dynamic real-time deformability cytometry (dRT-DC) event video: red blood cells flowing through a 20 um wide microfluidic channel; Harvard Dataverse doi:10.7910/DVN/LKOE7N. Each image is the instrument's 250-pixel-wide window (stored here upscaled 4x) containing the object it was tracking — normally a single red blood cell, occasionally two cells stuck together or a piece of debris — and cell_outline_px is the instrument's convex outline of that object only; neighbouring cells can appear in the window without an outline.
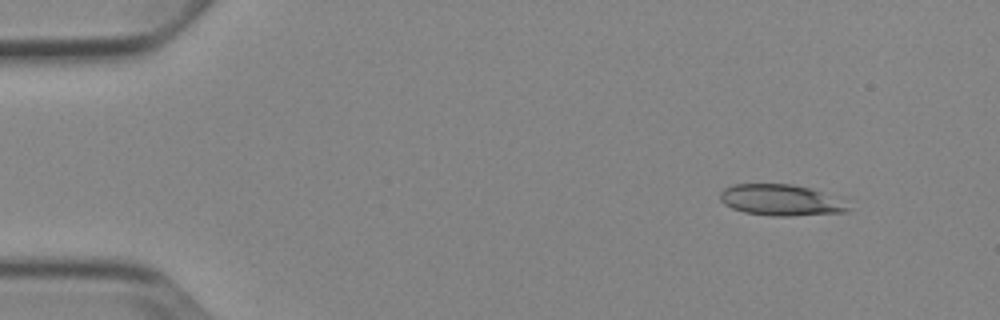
{"species": "Egyptian fruit bat (a non-hibernating species)", "species_latin": "Rousettus aegyptiacus", "temperature_condition": "cold", "stored_images_in_passage": 4, "camera_frame_rate_fps": 3000, "um_per_image_px": 0.085, "animal": {"sex": "female"}, "frame": {"image": 1, "passage_image": 1, "time_ms": 0.0, "image_size_px": [1000, 320], "cell_outline_px": [[852, 208], [848, 212], [788, 216], [772, 216], [744, 212], [732, 208], [724, 204], [720, 200], [720, 192], [724, 188], [732, 184], [792, 184], [812, 188], [840, 196]], "centroid_in_image_um": [66.45, 17.0], "position_along_channel_um": 18.5, "area_um2": 23.81}}
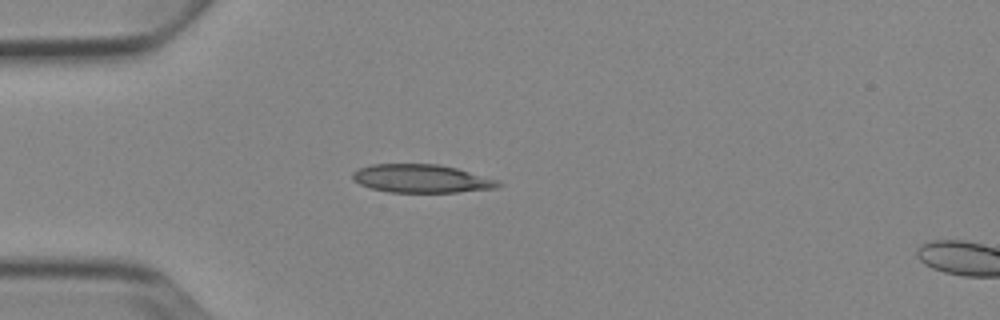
{"frame": {"image": 2, "passage_image": 3, "time_ms": 3.0, "image_size_px": [1000, 320], "cell_outline_px": [[504, 184], [500, 188], [456, 192], [388, 192], [372, 188], [360, 184], [352, 180], [352, 172], [360, 168], [372, 164], [440, 164], [456, 168], [500, 180]], "centroid_in_image_um": [35.87, 15.18], "position_along_channel_um": 49.1, "area_um2": 24.16}}